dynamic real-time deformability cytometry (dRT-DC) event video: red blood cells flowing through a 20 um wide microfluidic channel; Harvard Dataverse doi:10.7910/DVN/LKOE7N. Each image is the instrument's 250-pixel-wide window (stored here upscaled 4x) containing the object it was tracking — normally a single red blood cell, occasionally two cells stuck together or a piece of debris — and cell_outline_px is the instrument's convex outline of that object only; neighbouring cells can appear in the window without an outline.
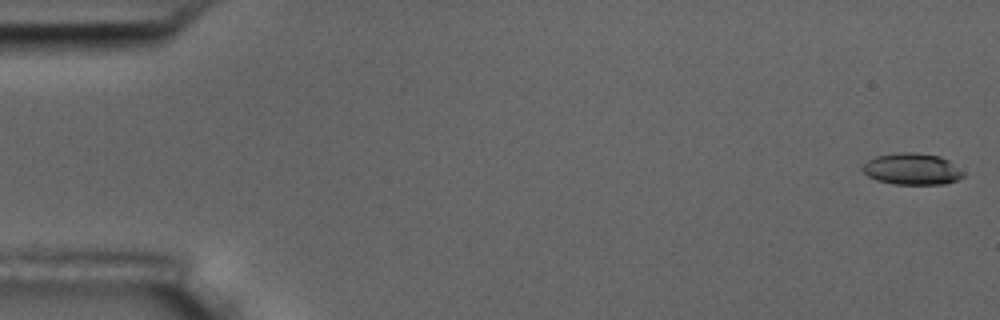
{"species": "common noctule bat (a hibernating species)", "species_latin": "Nyctalus noctula", "temperature_condition": "room temperature", "stored_images_in_passage": 6, "camera_frame_rate_fps": 3000, "um_per_image_px": 0.085, "animal": {"sex": "male", "body_mass_g": 17.5, "forearm_length_mm": 52.3}, "frame": {"image": 1, "passage_image": 1, "time_ms": 0.0, "image_size_px": [1000, 320], "cell_outline_px": [[964, 176], [948, 184], [892, 184], [876, 180], [868, 176], [864, 172], [864, 164], [868, 160], [876, 156], [896, 152], [916, 152], [940, 156], [948, 160], [964, 172]], "centroid_in_image_um": [77.54, 14.36], "position_along_channel_um": 7.5, "area_um2": 18.55}}
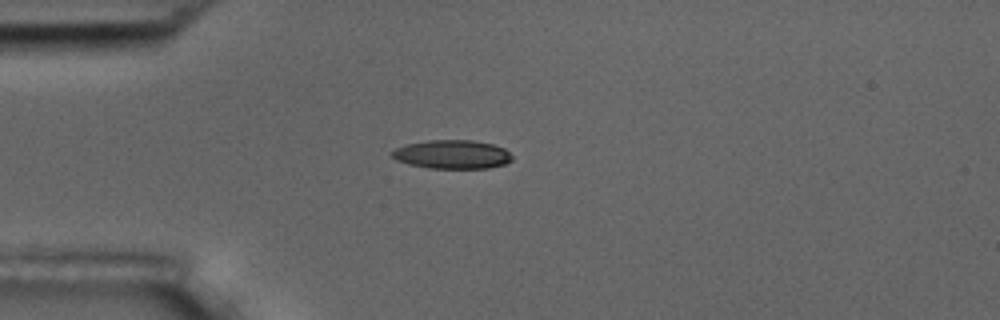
{"frame": {"image": 2, "passage_image": 5, "time_ms": 4.667, "image_size_px": [1000, 320], "cell_outline_px": [[512, 160], [504, 164], [488, 168], [432, 168], [408, 164], [396, 160], [392, 156], [392, 152], [396, 148], [408, 144], [428, 140], [472, 140], [492, 144], [504, 148], [512, 156]], "centroid_in_image_um": [38.45, 13.12], "position_along_channel_um": 46.6, "area_um2": 19.94}}
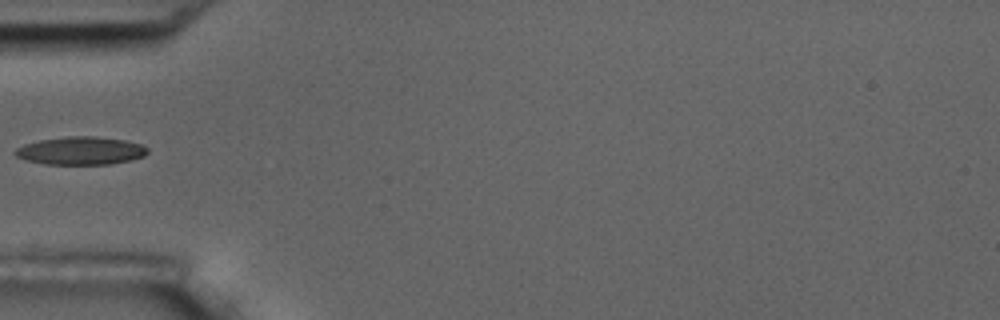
{"frame": {"image": 3, "passage_image": 6, "time_ms": 6.0, "image_size_px": [1000, 320], "cell_outline_px": [[148, 152], [144, 156], [132, 160], [108, 164], [44, 164], [24, 160], [16, 156], [12, 152], [16, 148], [24, 144], [40, 140], [68, 136], [92, 136], [124, 140], [140, 144], [148, 148]], "centroid_in_image_um": [6.83, 12.82], "position_along_channel_um": 78.2, "area_um2": 21.62}}